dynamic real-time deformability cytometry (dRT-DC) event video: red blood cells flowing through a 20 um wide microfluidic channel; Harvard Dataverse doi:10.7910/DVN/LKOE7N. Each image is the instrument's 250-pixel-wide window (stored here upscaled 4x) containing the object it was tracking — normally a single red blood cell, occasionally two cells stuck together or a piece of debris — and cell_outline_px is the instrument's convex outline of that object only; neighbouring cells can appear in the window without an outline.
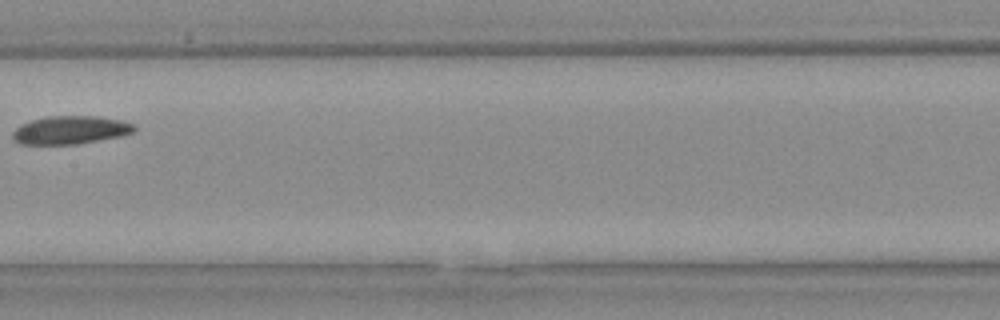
{"species": "Egyptian fruit bat (a non-hibernating species)", "species_latin": "Rousettus aegyptiacus", "temperature_condition": "warm", "stored_images_in_passage": 17, "camera_frame_rate_fps": 3000, "um_per_image_px": 0.085, "animal": {"sex": "female"}, "frame": {"image": 1, "passage_image": 8, "time_ms": 2.333, "image_size_px": [1000, 320], "cell_outline_px": [[136, 132], [120, 136], [76, 144], [20, 144], [12, 136], [12, 132], [20, 124], [32, 120], [48, 116], [96, 116], [120, 120], [136, 124]], "centroid_in_image_um": [6.01, 11.04], "position_along_channel_um": 201.4, "area_um2": 19.94}}